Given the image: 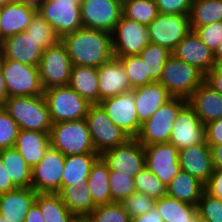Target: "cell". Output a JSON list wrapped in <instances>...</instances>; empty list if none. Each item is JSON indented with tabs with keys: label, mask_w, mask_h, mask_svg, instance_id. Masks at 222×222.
I'll return each mask as SVG.
<instances>
[{
	"label": "cell",
	"mask_w": 222,
	"mask_h": 222,
	"mask_svg": "<svg viewBox=\"0 0 222 222\" xmlns=\"http://www.w3.org/2000/svg\"><path fill=\"white\" fill-rule=\"evenodd\" d=\"M3 107L16 121L19 130L50 133L53 123L44 95L9 97Z\"/></svg>",
	"instance_id": "7a4b0ae2"
},
{
	"label": "cell",
	"mask_w": 222,
	"mask_h": 222,
	"mask_svg": "<svg viewBox=\"0 0 222 222\" xmlns=\"http://www.w3.org/2000/svg\"><path fill=\"white\" fill-rule=\"evenodd\" d=\"M38 193L31 187L0 194V216L8 222H24Z\"/></svg>",
	"instance_id": "cb8c5ba5"
},
{
	"label": "cell",
	"mask_w": 222,
	"mask_h": 222,
	"mask_svg": "<svg viewBox=\"0 0 222 222\" xmlns=\"http://www.w3.org/2000/svg\"><path fill=\"white\" fill-rule=\"evenodd\" d=\"M204 191L203 182L182 170L166 186V195L194 206H197Z\"/></svg>",
	"instance_id": "f1b7e54d"
},
{
	"label": "cell",
	"mask_w": 222,
	"mask_h": 222,
	"mask_svg": "<svg viewBox=\"0 0 222 222\" xmlns=\"http://www.w3.org/2000/svg\"><path fill=\"white\" fill-rule=\"evenodd\" d=\"M99 102L132 90L130 81L120 60L113 57L97 68Z\"/></svg>",
	"instance_id": "7402d4cb"
},
{
	"label": "cell",
	"mask_w": 222,
	"mask_h": 222,
	"mask_svg": "<svg viewBox=\"0 0 222 222\" xmlns=\"http://www.w3.org/2000/svg\"><path fill=\"white\" fill-rule=\"evenodd\" d=\"M190 28L213 52L222 40V21L206 26Z\"/></svg>",
	"instance_id": "7dc6e473"
},
{
	"label": "cell",
	"mask_w": 222,
	"mask_h": 222,
	"mask_svg": "<svg viewBox=\"0 0 222 222\" xmlns=\"http://www.w3.org/2000/svg\"><path fill=\"white\" fill-rule=\"evenodd\" d=\"M171 55V51L166 47L151 42L139 53V56L145 63L146 74L153 81H159L164 65Z\"/></svg>",
	"instance_id": "8d00e7d4"
},
{
	"label": "cell",
	"mask_w": 222,
	"mask_h": 222,
	"mask_svg": "<svg viewBox=\"0 0 222 222\" xmlns=\"http://www.w3.org/2000/svg\"><path fill=\"white\" fill-rule=\"evenodd\" d=\"M35 203L45 222H74L75 217L58 193H38Z\"/></svg>",
	"instance_id": "e575fe53"
},
{
	"label": "cell",
	"mask_w": 222,
	"mask_h": 222,
	"mask_svg": "<svg viewBox=\"0 0 222 222\" xmlns=\"http://www.w3.org/2000/svg\"><path fill=\"white\" fill-rule=\"evenodd\" d=\"M109 173L107 163L100 156L93 164L87 179V185L95 206L111 203Z\"/></svg>",
	"instance_id": "d6a6232c"
},
{
	"label": "cell",
	"mask_w": 222,
	"mask_h": 222,
	"mask_svg": "<svg viewBox=\"0 0 222 222\" xmlns=\"http://www.w3.org/2000/svg\"><path fill=\"white\" fill-rule=\"evenodd\" d=\"M81 2L82 0H46L37 12L62 38L66 34L83 28Z\"/></svg>",
	"instance_id": "30bf717a"
},
{
	"label": "cell",
	"mask_w": 222,
	"mask_h": 222,
	"mask_svg": "<svg viewBox=\"0 0 222 222\" xmlns=\"http://www.w3.org/2000/svg\"><path fill=\"white\" fill-rule=\"evenodd\" d=\"M73 63L61 40L43 50L38 69L43 89L67 86L70 82Z\"/></svg>",
	"instance_id": "9c48e42d"
},
{
	"label": "cell",
	"mask_w": 222,
	"mask_h": 222,
	"mask_svg": "<svg viewBox=\"0 0 222 222\" xmlns=\"http://www.w3.org/2000/svg\"><path fill=\"white\" fill-rule=\"evenodd\" d=\"M14 147L32 168L45 156L50 145L47 132L19 130Z\"/></svg>",
	"instance_id": "484cf974"
},
{
	"label": "cell",
	"mask_w": 222,
	"mask_h": 222,
	"mask_svg": "<svg viewBox=\"0 0 222 222\" xmlns=\"http://www.w3.org/2000/svg\"><path fill=\"white\" fill-rule=\"evenodd\" d=\"M89 222H131L121 202H111L96 206L86 217Z\"/></svg>",
	"instance_id": "ab89813d"
},
{
	"label": "cell",
	"mask_w": 222,
	"mask_h": 222,
	"mask_svg": "<svg viewBox=\"0 0 222 222\" xmlns=\"http://www.w3.org/2000/svg\"><path fill=\"white\" fill-rule=\"evenodd\" d=\"M205 140V125L187 103L178 113L169 139L178 150L197 145Z\"/></svg>",
	"instance_id": "ac0fdd59"
},
{
	"label": "cell",
	"mask_w": 222,
	"mask_h": 222,
	"mask_svg": "<svg viewBox=\"0 0 222 222\" xmlns=\"http://www.w3.org/2000/svg\"><path fill=\"white\" fill-rule=\"evenodd\" d=\"M18 188L13 182L11 177L5 170L3 161L0 156V194L6 193L8 191Z\"/></svg>",
	"instance_id": "f5cc1de1"
},
{
	"label": "cell",
	"mask_w": 222,
	"mask_h": 222,
	"mask_svg": "<svg viewBox=\"0 0 222 222\" xmlns=\"http://www.w3.org/2000/svg\"><path fill=\"white\" fill-rule=\"evenodd\" d=\"M187 103L188 99L186 98L172 97L141 124L139 133L135 138L143 146L168 143L177 115Z\"/></svg>",
	"instance_id": "3957f363"
},
{
	"label": "cell",
	"mask_w": 222,
	"mask_h": 222,
	"mask_svg": "<svg viewBox=\"0 0 222 222\" xmlns=\"http://www.w3.org/2000/svg\"><path fill=\"white\" fill-rule=\"evenodd\" d=\"M68 85L91 104L99 103L97 68L73 65Z\"/></svg>",
	"instance_id": "4dcf8cb0"
},
{
	"label": "cell",
	"mask_w": 222,
	"mask_h": 222,
	"mask_svg": "<svg viewBox=\"0 0 222 222\" xmlns=\"http://www.w3.org/2000/svg\"><path fill=\"white\" fill-rule=\"evenodd\" d=\"M26 32L39 42V46L43 50L56 45L61 40L53 27L38 12L32 18Z\"/></svg>",
	"instance_id": "f35d334b"
},
{
	"label": "cell",
	"mask_w": 222,
	"mask_h": 222,
	"mask_svg": "<svg viewBox=\"0 0 222 222\" xmlns=\"http://www.w3.org/2000/svg\"><path fill=\"white\" fill-rule=\"evenodd\" d=\"M159 13L189 15L193 0H154Z\"/></svg>",
	"instance_id": "c3c4849f"
},
{
	"label": "cell",
	"mask_w": 222,
	"mask_h": 222,
	"mask_svg": "<svg viewBox=\"0 0 222 222\" xmlns=\"http://www.w3.org/2000/svg\"><path fill=\"white\" fill-rule=\"evenodd\" d=\"M3 41H4V38L2 37V32L0 28V46L2 45Z\"/></svg>",
	"instance_id": "be15d7a7"
},
{
	"label": "cell",
	"mask_w": 222,
	"mask_h": 222,
	"mask_svg": "<svg viewBox=\"0 0 222 222\" xmlns=\"http://www.w3.org/2000/svg\"><path fill=\"white\" fill-rule=\"evenodd\" d=\"M121 204L129 216L135 217L147 213L154 207L155 199L145 194L136 192L126 197Z\"/></svg>",
	"instance_id": "bcb514c9"
},
{
	"label": "cell",
	"mask_w": 222,
	"mask_h": 222,
	"mask_svg": "<svg viewBox=\"0 0 222 222\" xmlns=\"http://www.w3.org/2000/svg\"><path fill=\"white\" fill-rule=\"evenodd\" d=\"M9 98L8 90L5 83V78L0 67V104L3 106L6 100Z\"/></svg>",
	"instance_id": "6f0895ef"
},
{
	"label": "cell",
	"mask_w": 222,
	"mask_h": 222,
	"mask_svg": "<svg viewBox=\"0 0 222 222\" xmlns=\"http://www.w3.org/2000/svg\"><path fill=\"white\" fill-rule=\"evenodd\" d=\"M80 8L83 27L112 33L122 15V0H82Z\"/></svg>",
	"instance_id": "9a60e30c"
},
{
	"label": "cell",
	"mask_w": 222,
	"mask_h": 222,
	"mask_svg": "<svg viewBox=\"0 0 222 222\" xmlns=\"http://www.w3.org/2000/svg\"><path fill=\"white\" fill-rule=\"evenodd\" d=\"M131 222H164L159 212L153 207L147 213L131 218Z\"/></svg>",
	"instance_id": "db71d44e"
},
{
	"label": "cell",
	"mask_w": 222,
	"mask_h": 222,
	"mask_svg": "<svg viewBox=\"0 0 222 222\" xmlns=\"http://www.w3.org/2000/svg\"><path fill=\"white\" fill-rule=\"evenodd\" d=\"M190 27L222 21V0H193L189 13Z\"/></svg>",
	"instance_id": "d590c367"
},
{
	"label": "cell",
	"mask_w": 222,
	"mask_h": 222,
	"mask_svg": "<svg viewBox=\"0 0 222 222\" xmlns=\"http://www.w3.org/2000/svg\"><path fill=\"white\" fill-rule=\"evenodd\" d=\"M113 123L135 138L140 130L133 91L105 98L98 103Z\"/></svg>",
	"instance_id": "2e32d148"
},
{
	"label": "cell",
	"mask_w": 222,
	"mask_h": 222,
	"mask_svg": "<svg viewBox=\"0 0 222 222\" xmlns=\"http://www.w3.org/2000/svg\"><path fill=\"white\" fill-rule=\"evenodd\" d=\"M205 141L208 145L222 144V118L205 124Z\"/></svg>",
	"instance_id": "681fc988"
},
{
	"label": "cell",
	"mask_w": 222,
	"mask_h": 222,
	"mask_svg": "<svg viewBox=\"0 0 222 222\" xmlns=\"http://www.w3.org/2000/svg\"><path fill=\"white\" fill-rule=\"evenodd\" d=\"M15 0H0V7H3L9 3H13Z\"/></svg>",
	"instance_id": "94428289"
},
{
	"label": "cell",
	"mask_w": 222,
	"mask_h": 222,
	"mask_svg": "<svg viewBox=\"0 0 222 222\" xmlns=\"http://www.w3.org/2000/svg\"><path fill=\"white\" fill-rule=\"evenodd\" d=\"M116 58L120 60L125 69L132 89L154 82L149 75L146 74L145 63L139 55Z\"/></svg>",
	"instance_id": "60d3db41"
},
{
	"label": "cell",
	"mask_w": 222,
	"mask_h": 222,
	"mask_svg": "<svg viewBox=\"0 0 222 222\" xmlns=\"http://www.w3.org/2000/svg\"><path fill=\"white\" fill-rule=\"evenodd\" d=\"M65 155L50 147L41 161L32 168L33 188L37 193H59Z\"/></svg>",
	"instance_id": "5bb4252c"
},
{
	"label": "cell",
	"mask_w": 222,
	"mask_h": 222,
	"mask_svg": "<svg viewBox=\"0 0 222 222\" xmlns=\"http://www.w3.org/2000/svg\"><path fill=\"white\" fill-rule=\"evenodd\" d=\"M44 96L53 124L86 118L92 105L69 85L48 88L44 90Z\"/></svg>",
	"instance_id": "8992f818"
},
{
	"label": "cell",
	"mask_w": 222,
	"mask_h": 222,
	"mask_svg": "<svg viewBox=\"0 0 222 222\" xmlns=\"http://www.w3.org/2000/svg\"><path fill=\"white\" fill-rule=\"evenodd\" d=\"M43 54L39 42L34 40L26 31L4 39L0 46V57L38 66Z\"/></svg>",
	"instance_id": "ffe728a7"
},
{
	"label": "cell",
	"mask_w": 222,
	"mask_h": 222,
	"mask_svg": "<svg viewBox=\"0 0 222 222\" xmlns=\"http://www.w3.org/2000/svg\"><path fill=\"white\" fill-rule=\"evenodd\" d=\"M196 207L199 219L206 222H222V201L220 199L204 191Z\"/></svg>",
	"instance_id": "ee69618b"
},
{
	"label": "cell",
	"mask_w": 222,
	"mask_h": 222,
	"mask_svg": "<svg viewBox=\"0 0 222 222\" xmlns=\"http://www.w3.org/2000/svg\"><path fill=\"white\" fill-rule=\"evenodd\" d=\"M214 59L216 64L222 63V40L219 42L218 47L214 51Z\"/></svg>",
	"instance_id": "91938a15"
},
{
	"label": "cell",
	"mask_w": 222,
	"mask_h": 222,
	"mask_svg": "<svg viewBox=\"0 0 222 222\" xmlns=\"http://www.w3.org/2000/svg\"><path fill=\"white\" fill-rule=\"evenodd\" d=\"M45 1L46 0H15V2L34 8L36 10H38Z\"/></svg>",
	"instance_id": "680465c9"
},
{
	"label": "cell",
	"mask_w": 222,
	"mask_h": 222,
	"mask_svg": "<svg viewBox=\"0 0 222 222\" xmlns=\"http://www.w3.org/2000/svg\"><path fill=\"white\" fill-rule=\"evenodd\" d=\"M209 146L212 155L213 168L222 170V144Z\"/></svg>",
	"instance_id": "11a10c76"
},
{
	"label": "cell",
	"mask_w": 222,
	"mask_h": 222,
	"mask_svg": "<svg viewBox=\"0 0 222 222\" xmlns=\"http://www.w3.org/2000/svg\"><path fill=\"white\" fill-rule=\"evenodd\" d=\"M37 10L18 2L0 7V28L4 39L26 31Z\"/></svg>",
	"instance_id": "4316f807"
},
{
	"label": "cell",
	"mask_w": 222,
	"mask_h": 222,
	"mask_svg": "<svg viewBox=\"0 0 222 222\" xmlns=\"http://www.w3.org/2000/svg\"><path fill=\"white\" fill-rule=\"evenodd\" d=\"M158 14L154 0H122V15L140 24L147 26Z\"/></svg>",
	"instance_id": "74e56055"
},
{
	"label": "cell",
	"mask_w": 222,
	"mask_h": 222,
	"mask_svg": "<svg viewBox=\"0 0 222 222\" xmlns=\"http://www.w3.org/2000/svg\"><path fill=\"white\" fill-rule=\"evenodd\" d=\"M134 183L137 192L152 197L155 200L166 195V185L147 167L134 177Z\"/></svg>",
	"instance_id": "b9f144b4"
},
{
	"label": "cell",
	"mask_w": 222,
	"mask_h": 222,
	"mask_svg": "<svg viewBox=\"0 0 222 222\" xmlns=\"http://www.w3.org/2000/svg\"><path fill=\"white\" fill-rule=\"evenodd\" d=\"M100 157L98 153H83L65 156L61 190L65 186L77 184L79 187L87 185V179L95 161Z\"/></svg>",
	"instance_id": "83f0119b"
},
{
	"label": "cell",
	"mask_w": 222,
	"mask_h": 222,
	"mask_svg": "<svg viewBox=\"0 0 222 222\" xmlns=\"http://www.w3.org/2000/svg\"><path fill=\"white\" fill-rule=\"evenodd\" d=\"M58 194L69 211L77 218H86L96 207L88 185L65 186Z\"/></svg>",
	"instance_id": "836d02e7"
},
{
	"label": "cell",
	"mask_w": 222,
	"mask_h": 222,
	"mask_svg": "<svg viewBox=\"0 0 222 222\" xmlns=\"http://www.w3.org/2000/svg\"><path fill=\"white\" fill-rule=\"evenodd\" d=\"M190 30L189 15L159 13L147 25L149 42L166 47L171 52Z\"/></svg>",
	"instance_id": "8fae6325"
},
{
	"label": "cell",
	"mask_w": 222,
	"mask_h": 222,
	"mask_svg": "<svg viewBox=\"0 0 222 222\" xmlns=\"http://www.w3.org/2000/svg\"><path fill=\"white\" fill-rule=\"evenodd\" d=\"M0 222H8V221L5 220L2 216H0Z\"/></svg>",
	"instance_id": "e7e4bbea"
},
{
	"label": "cell",
	"mask_w": 222,
	"mask_h": 222,
	"mask_svg": "<svg viewBox=\"0 0 222 222\" xmlns=\"http://www.w3.org/2000/svg\"><path fill=\"white\" fill-rule=\"evenodd\" d=\"M18 132V124L2 106L0 108V150L14 147Z\"/></svg>",
	"instance_id": "f6af8a7d"
},
{
	"label": "cell",
	"mask_w": 222,
	"mask_h": 222,
	"mask_svg": "<svg viewBox=\"0 0 222 222\" xmlns=\"http://www.w3.org/2000/svg\"><path fill=\"white\" fill-rule=\"evenodd\" d=\"M146 167L166 186L180 171L179 150L170 143L144 146Z\"/></svg>",
	"instance_id": "e0dca14e"
},
{
	"label": "cell",
	"mask_w": 222,
	"mask_h": 222,
	"mask_svg": "<svg viewBox=\"0 0 222 222\" xmlns=\"http://www.w3.org/2000/svg\"><path fill=\"white\" fill-rule=\"evenodd\" d=\"M49 135L51 147L65 156L97 153L85 118L55 123Z\"/></svg>",
	"instance_id": "277c9868"
},
{
	"label": "cell",
	"mask_w": 222,
	"mask_h": 222,
	"mask_svg": "<svg viewBox=\"0 0 222 222\" xmlns=\"http://www.w3.org/2000/svg\"><path fill=\"white\" fill-rule=\"evenodd\" d=\"M109 186L111 202H122L126 197L136 193L134 177L110 170Z\"/></svg>",
	"instance_id": "7bdbcfd3"
},
{
	"label": "cell",
	"mask_w": 222,
	"mask_h": 222,
	"mask_svg": "<svg viewBox=\"0 0 222 222\" xmlns=\"http://www.w3.org/2000/svg\"><path fill=\"white\" fill-rule=\"evenodd\" d=\"M111 35L114 57L139 55L149 43L147 26L123 15Z\"/></svg>",
	"instance_id": "7c38bea8"
},
{
	"label": "cell",
	"mask_w": 222,
	"mask_h": 222,
	"mask_svg": "<svg viewBox=\"0 0 222 222\" xmlns=\"http://www.w3.org/2000/svg\"><path fill=\"white\" fill-rule=\"evenodd\" d=\"M0 156L12 182L18 188L31 187L32 167L27 164L19 151L15 147L2 149Z\"/></svg>",
	"instance_id": "1f68e13d"
},
{
	"label": "cell",
	"mask_w": 222,
	"mask_h": 222,
	"mask_svg": "<svg viewBox=\"0 0 222 222\" xmlns=\"http://www.w3.org/2000/svg\"><path fill=\"white\" fill-rule=\"evenodd\" d=\"M154 207L164 222H198L197 207L165 195L155 200Z\"/></svg>",
	"instance_id": "f546056e"
},
{
	"label": "cell",
	"mask_w": 222,
	"mask_h": 222,
	"mask_svg": "<svg viewBox=\"0 0 222 222\" xmlns=\"http://www.w3.org/2000/svg\"><path fill=\"white\" fill-rule=\"evenodd\" d=\"M92 143L98 154L126 143L131 137L117 127L99 104H92L86 115Z\"/></svg>",
	"instance_id": "ba28073f"
},
{
	"label": "cell",
	"mask_w": 222,
	"mask_h": 222,
	"mask_svg": "<svg viewBox=\"0 0 222 222\" xmlns=\"http://www.w3.org/2000/svg\"><path fill=\"white\" fill-rule=\"evenodd\" d=\"M109 170L135 177L146 167L144 146L136 139L130 138L123 145L105 150L101 155Z\"/></svg>",
	"instance_id": "4fadbf2b"
},
{
	"label": "cell",
	"mask_w": 222,
	"mask_h": 222,
	"mask_svg": "<svg viewBox=\"0 0 222 222\" xmlns=\"http://www.w3.org/2000/svg\"><path fill=\"white\" fill-rule=\"evenodd\" d=\"M9 97L44 95L38 66L0 57Z\"/></svg>",
	"instance_id": "52a82bcc"
},
{
	"label": "cell",
	"mask_w": 222,
	"mask_h": 222,
	"mask_svg": "<svg viewBox=\"0 0 222 222\" xmlns=\"http://www.w3.org/2000/svg\"><path fill=\"white\" fill-rule=\"evenodd\" d=\"M188 104L204 125L222 118V94L206 81L188 98Z\"/></svg>",
	"instance_id": "603a6c76"
},
{
	"label": "cell",
	"mask_w": 222,
	"mask_h": 222,
	"mask_svg": "<svg viewBox=\"0 0 222 222\" xmlns=\"http://www.w3.org/2000/svg\"><path fill=\"white\" fill-rule=\"evenodd\" d=\"M132 91L140 124L148 120L162 104L173 97L158 81L133 88Z\"/></svg>",
	"instance_id": "d4e9b609"
},
{
	"label": "cell",
	"mask_w": 222,
	"mask_h": 222,
	"mask_svg": "<svg viewBox=\"0 0 222 222\" xmlns=\"http://www.w3.org/2000/svg\"><path fill=\"white\" fill-rule=\"evenodd\" d=\"M24 222H45L39 206L34 203L26 215Z\"/></svg>",
	"instance_id": "9f6ffc18"
},
{
	"label": "cell",
	"mask_w": 222,
	"mask_h": 222,
	"mask_svg": "<svg viewBox=\"0 0 222 222\" xmlns=\"http://www.w3.org/2000/svg\"><path fill=\"white\" fill-rule=\"evenodd\" d=\"M206 75L195 66L171 55L162 70L160 82L173 97L188 99L205 81Z\"/></svg>",
	"instance_id": "5b68a950"
},
{
	"label": "cell",
	"mask_w": 222,
	"mask_h": 222,
	"mask_svg": "<svg viewBox=\"0 0 222 222\" xmlns=\"http://www.w3.org/2000/svg\"><path fill=\"white\" fill-rule=\"evenodd\" d=\"M178 161L180 170L196 177L206 184L213 174V162L210 146L202 143L179 150Z\"/></svg>",
	"instance_id": "44dd1931"
},
{
	"label": "cell",
	"mask_w": 222,
	"mask_h": 222,
	"mask_svg": "<svg viewBox=\"0 0 222 222\" xmlns=\"http://www.w3.org/2000/svg\"><path fill=\"white\" fill-rule=\"evenodd\" d=\"M205 191L222 201V170L214 169L213 174L205 184Z\"/></svg>",
	"instance_id": "f907efd6"
},
{
	"label": "cell",
	"mask_w": 222,
	"mask_h": 222,
	"mask_svg": "<svg viewBox=\"0 0 222 222\" xmlns=\"http://www.w3.org/2000/svg\"><path fill=\"white\" fill-rule=\"evenodd\" d=\"M74 222H89L86 218H76Z\"/></svg>",
	"instance_id": "6125c7cd"
},
{
	"label": "cell",
	"mask_w": 222,
	"mask_h": 222,
	"mask_svg": "<svg viewBox=\"0 0 222 222\" xmlns=\"http://www.w3.org/2000/svg\"><path fill=\"white\" fill-rule=\"evenodd\" d=\"M171 53L175 58L195 66L205 75L217 65L214 52L193 30H190Z\"/></svg>",
	"instance_id": "d6986e66"
},
{
	"label": "cell",
	"mask_w": 222,
	"mask_h": 222,
	"mask_svg": "<svg viewBox=\"0 0 222 222\" xmlns=\"http://www.w3.org/2000/svg\"><path fill=\"white\" fill-rule=\"evenodd\" d=\"M205 81L209 83L217 92L222 94V65H215L206 74Z\"/></svg>",
	"instance_id": "816d5d0a"
},
{
	"label": "cell",
	"mask_w": 222,
	"mask_h": 222,
	"mask_svg": "<svg viewBox=\"0 0 222 222\" xmlns=\"http://www.w3.org/2000/svg\"><path fill=\"white\" fill-rule=\"evenodd\" d=\"M73 65L98 68L114 57L109 32L81 28L61 38Z\"/></svg>",
	"instance_id": "6da1fadb"
}]
</instances>
